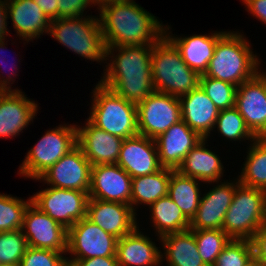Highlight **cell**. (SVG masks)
Returning a JSON list of instances; mask_svg holds the SVG:
<instances>
[{
  "instance_id": "1",
  "label": "cell",
  "mask_w": 266,
  "mask_h": 266,
  "mask_svg": "<svg viewBox=\"0 0 266 266\" xmlns=\"http://www.w3.org/2000/svg\"><path fill=\"white\" fill-rule=\"evenodd\" d=\"M153 45L106 47L100 83L127 101L138 104L155 92L151 75Z\"/></svg>"
},
{
  "instance_id": "2",
  "label": "cell",
  "mask_w": 266,
  "mask_h": 266,
  "mask_svg": "<svg viewBox=\"0 0 266 266\" xmlns=\"http://www.w3.org/2000/svg\"><path fill=\"white\" fill-rule=\"evenodd\" d=\"M98 10L106 47L153 45L164 35L165 24L135 0L108 3Z\"/></svg>"
},
{
  "instance_id": "3",
  "label": "cell",
  "mask_w": 266,
  "mask_h": 266,
  "mask_svg": "<svg viewBox=\"0 0 266 266\" xmlns=\"http://www.w3.org/2000/svg\"><path fill=\"white\" fill-rule=\"evenodd\" d=\"M249 42L241 31H226L218 39L214 55L203 75L237 87L251 79L257 73L262 59L254 53Z\"/></svg>"
},
{
  "instance_id": "4",
  "label": "cell",
  "mask_w": 266,
  "mask_h": 266,
  "mask_svg": "<svg viewBox=\"0 0 266 266\" xmlns=\"http://www.w3.org/2000/svg\"><path fill=\"white\" fill-rule=\"evenodd\" d=\"M151 75L156 92L178 98L194 90L200 78L183 61L179 50L165 35L153 44Z\"/></svg>"
},
{
  "instance_id": "5",
  "label": "cell",
  "mask_w": 266,
  "mask_h": 266,
  "mask_svg": "<svg viewBox=\"0 0 266 266\" xmlns=\"http://www.w3.org/2000/svg\"><path fill=\"white\" fill-rule=\"evenodd\" d=\"M48 34L76 55L99 65L106 63V45L98 15L51 20Z\"/></svg>"
},
{
  "instance_id": "6",
  "label": "cell",
  "mask_w": 266,
  "mask_h": 266,
  "mask_svg": "<svg viewBox=\"0 0 266 266\" xmlns=\"http://www.w3.org/2000/svg\"><path fill=\"white\" fill-rule=\"evenodd\" d=\"M91 93L88 120L96 127L122 139L139 134L137 104L115 94L99 81Z\"/></svg>"
},
{
  "instance_id": "7",
  "label": "cell",
  "mask_w": 266,
  "mask_h": 266,
  "mask_svg": "<svg viewBox=\"0 0 266 266\" xmlns=\"http://www.w3.org/2000/svg\"><path fill=\"white\" fill-rule=\"evenodd\" d=\"M266 223V191L239 183L225 214L222 230L235 240H252Z\"/></svg>"
},
{
  "instance_id": "8",
  "label": "cell",
  "mask_w": 266,
  "mask_h": 266,
  "mask_svg": "<svg viewBox=\"0 0 266 266\" xmlns=\"http://www.w3.org/2000/svg\"><path fill=\"white\" fill-rule=\"evenodd\" d=\"M77 145L76 124L64 123L48 129L28 150L18 175L33 180L38 179L52 165Z\"/></svg>"
},
{
  "instance_id": "9",
  "label": "cell",
  "mask_w": 266,
  "mask_h": 266,
  "mask_svg": "<svg viewBox=\"0 0 266 266\" xmlns=\"http://www.w3.org/2000/svg\"><path fill=\"white\" fill-rule=\"evenodd\" d=\"M31 197L36 207L67 230L87 217L89 192L47 186Z\"/></svg>"
},
{
  "instance_id": "10",
  "label": "cell",
  "mask_w": 266,
  "mask_h": 266,
  "mask_svg": "<svg viewBox=\"0 0 266 266\" xmlns=\"http://www.w3.org/2000/svg\"><path fill=\"white\" fill-rule=\"evenodd\" d=\"M118 238L102 230L87 217L67 230V260L116 257Z\"/></svg>"
},
{
  "instance_id": "11",
  "label": "cell",
  "mask_w": 266,
  "mask_h": 266,
  "mask_svg": "<svg viewBox=\"0 0 266 266\" xmlns=\"http://www.w3.org/2000/svg\"><path fill=\"white\" fill-rule=\"evenodd\" d=\"M180 120V101L173 95L155 91L137 104L138 132L150 139L154 140Z\"/></svg>"
},
{
  "instance_id": "12",
  "label": "cell",
  "mask_w": 266,
  "mask_h": 266,
  "mask_svg": "<svg viewBox=\"0 0 266 266\" xmlns=\"http://www.w3.org/2000/svg\"><path fill=\"white\" fill-rule=\"evenodd\" d=\"M92 165L76 145L35 181L51 187L89 192Z\"/></svg>"
},
{
  "instance_id": "13",
  "label": "cell",
  "mask_w": 266,
  "mask_h": 266,
  "mask_svg": "<svg viewBox=\"0 0 266 266\" xmlns=\"http://www.w3.org/2000/svg\"><path fill=\"white\" fill-rule=\"evenodd\" d=\"M21 229L29 247L56 252L67 251V229L32 202L25 210Z\"/></svg>"
},
{
  "instance_id": "14",
  "label": "cell",
  "mask_w": 266,
  "mask_h": 266,
  "mask_svg": "<svg viewBox=\"0 0 266 266\" xmlns=\"http://www.w3.org/2000/svg\"><path fill=\"white\" fill-rule=\"evenodd\" d=\"M215 184L202 194L199 207L190 221L191 230L222 229L225 214L230 207L239 180L235 178Z\"/></svg>"
},
{
  "instance_id": "15",
  "label": "cell",
  "mask_w": 266,
  "mask_h": 266,
  "mask_svg": "<svg viewBox=\"0 0 266 266\" xmlns=\"http://www.w3.org/2000/svg\"><path fill=\"white\" fill-rule=\"evenodd\" d=\"M38 107L22 90L0 91V138L18 137L33 123Z\"/></svg>"
},
{
  "instance_id": "16",
  "label": "cell",
  "mask_w": 266,
  "mask_h": 266,
  "mask_svg": "<svg viewBox=\"0 0 266 266\" xmlns=\"http://www.w3.org/2000/svg\"><path fill=\"white\" fill-rule=\"evenodd\" d=\"M235 107L257 138L266 137V85L258 73L237 87Z\"/></svg>"
},
{
  "instance_id": "17",
  "label": "cell",
  "mask_w": 266,
  "mask_h": 266,
  "mask_svg": "<svg viewBox=\"0 0 266 266\" xmlns=\"http://www.w3.org/2000/svg\"><path fill=\"white\" fill-rule=\"evenodd\" d=\"M131 176L117 163L91 168L89 198L131 205Z\"/></svg>"
},
{
  "instance_id": "18",
  "label": "cell",
  "mask_w": 266,
  "mask_h": 266,
  "mask_svg": "<svg viewBox=\"0 0 266 266\" xmlns=\"http://www.w3.org/2000/svg\"><path fill=\"white\" fill-rule=\"evenodd\" d=\"M87 218L102 230L120 239L140 224L131 205L89 198Z\"/></svg>"
},
{
  "instance_id": "19",
  "label": "cell",
  "mask_w": 266,
  "mask_h": 266,
  "mask_svg": "<svg viewBox=\"0 0 266 266\" xmlns=\"http://www.w3.org/2000/svg\"><path fill=\"white\" fill-rule=\"evenodd\" d=\"M117 164L131 178L149 175L162 168L155 140L141 134L123 140Z\"/></svg>"
},
{
  "instance_id": "20",
  "label": "cell",
  "mask_w": 266,
  "mask_h": 266,
  "mask_svg": "<svg viewBox=\"0 0 266 266\" xmlns=\"http://www.w3.org/2000/svg\"><path fill=\"white\" fill-rule=\"evenodd\" d=\"M85 125L77 128V145L92 166L100 164H116L123 140L112 135L85 119Z\"/></svg>"
},
{
  "instance_id": "21",
  "label": "cell",
  "mask_w": 266,
  "mask_h": 266,
  "mask_svg": "<svg viewBox=\"0 0 266 266\" xmlns=\"http://www.w3.org/2000/svg\"><path fill=\"white\" fill-rule=\"evenodd\" d=\"M169 29L172 28L169 25H165L164 35L179 50L183 61L199 75H203L207 71L210 60L214 55L218 39L226 31H212L208 35L194 34L185 37V35L178 36L175 33L173 34Z\"/></svg>"
},
{
  "instance_id": "22",
  "label": "cell",
  "mask_w": 266,
  "mask_h": 266,
  "mask_svg": "<svg viewBox=\"0 0 266 266\" xmlns=\"http://www.w3.org/2000/svg\"><path fill=\"white\" fill-rule=\"evenodd\" d=\"M202 139L183 120L173 124L165 133L154 139L161 166L177 170L189 151Z\"/></svg>"
},
{
  "instance_id": "23",
  "label": "cell",
  "mask_w": 266,
  "mask_h": 266,
  "mask_svg": "<svg viewBox=\"0 0 266 266\" xmlns=\"http://www.w3.org/2000/svg\"><path fill=\"white\" fill-rule=\"evenodd\" d=\"M7 7L8 19L24 45L48 35L51 20L34 0H7Z\"/></svg>"
},
{
  "instance_id": "24",
  "label": "cell",
  "mask_w": 266,
  "mask_h": 266,
  "mask_svg": "<svg viewBox=\"0 0 266 266\" xmlns=\"http://www.w3.org/2000/svg\"><path fill=\"white\" fill-rule=\"evenodd\" d=\"M179 101L182 120L202 138L210 139L219 110L201 86L179 97Z\"/></svg>"
},
{
  "instance_id": "25",
  "label": "cell",
  "mask_w": 266,
  "mask_h": 266,
  "mask_svg": "<svg viewBox=\"0 0 266 266\" xmlns=\"http://www.w3.org/2000/svg\"><path fill=\"white\" fill-rule=\"evenodd\" d=\"M145 235L139 226L117 242L116 258L118 266H161L160 246Z\"/></svg>"
},
{
  "instance_id": "26",
  "label": "cell",
  "mask_w": 266,
  "mask_h": 266,
  "mask_svg": "<svg viewBox=\"0 0 266 266\" xmlns=\"http://www.w3.org/2000/svg\"><path fill=\"white\" fill-rule=\"evenodd\" d=\"M208 139L203 138L184 158L177 170L186 176L202 181L204 184H214L224 177L225 167L220 156L208 147Z\"/></svg>"
},
{
  "instance_id": "27",
  "label": "cell",
  "mask_w": 266,
  "mask_h": 266,
  "mask_svg": "<svg viewBox=\"0 0 266 266\" xmlns=\"http://www.w3.org/2000/svg\"><path fill=\"white\" fill-rule=\"evenodd\" d=\"M160 239L162 264L166 260L167 266H206L191 229L170 233Z\"/></svg>"
},
{
  "instance_id": "28",
  "label": "cell",
  "mask_w": 266,
  "mask_h": 266,
  "mask_svg": "<svg viewBox=\"0 0 266 266\" xmlns=\"http://www.w3.org/2000/svg\"><path fill=\"white\" fill-rule=\"evenodd\" d=\"M148 208L151 217L149 222L159 243L164 235L190 229V221L168 195L159 198Z\"/></svg>"
},
{
  "instance_id": "29",
  "label": "cell",
  "mask_w": 266,
  "mask_h": 266,
  "mask_svg": "<svg viewBox=\"0 0 266 266\" xmlns=\"http://www.w3.org/2000/svg\"><path fill=\"white\" fill-rule=\"evenodd\" d=\"M172 169L161 168L159 171L132 178L131 207L137 214L139 205L150 206L159 198L168 195V186Z\"/></svg>"
},
{
  "instance_id": "30",
  "label": "cell",
  "mask_w": 266,
  "mask_h": 266,
  "mask_svg": "<svg viewBox=\"0 0 266 266\" xmlns=\"http://www.w3.org/2000/svg\"><path fill=\"white\" fill-rule=\"evenodd\" d=\"M202 181L173 170L168 186V196L181 209L184 216L191 221L199 207Z\"/></svg>"
},
{
  "instance_id": "31",
  "label": "cell",
  "mask_w": 266,
  "mask_h": 266,
  "mask_svg": "<svg viewBox=\"0 0 266 266\" xmlns=\"http://www.w3.org/2000/svg\"><path fill=\"white\" fill-rule=\"evenodd\" d=\"M248 146L237 178L242 185L266 191V137L256 138Z\"/></svg>"
},
{
  "instance_id": "32",
  "label": "cell",
  "mask_w": 266,
  "mask_h": 266,
  "mask_svg": "<svg viewBox=\"0 0 266 266\" xmlns=\"http://www.w3.org/2000/svg\"><path fill=\"white\" fill-rule=\"evenodd\" d=\"M217 128L218 135L229 141L252 143L257 137L247 127L244 118L234 106L232 108L220 110L214 130Z\"/></svg>"
},
{
  "instance_id": "33",
  "label": "cell",
  "mask_w": 266,
  "mask_h": 266,
  "mask_svg": "<svg viewBox=\"0 0 266 266\" xmlns=\"http://www.w3.org/2000/svg\"><path fill=\"white\" fill-rule=\"evenodd\" d=\"M31 202L30 196L26 200L7 193H0V232L21 229L25 210Z\"/></svg>"
},
{
  "instance_id": "34",
  "label": "cell",
  "mask_w": 266,
  "mask_h": 266,
  "mask_svg": "<svg viewBox=\"0 0 266 266\" xmlns=\"http://www.w3.org/2000/svg\"><path fill=\"white\" fill-rule=\"evenodd\" d=\"M198 252L206 266H213L231 238L222 229L192 230Z\"/></svg>"
},
{
  "instance_id": "35",
  "label": "cell",
  "mask_w": 266,
  "mask_h": 266,
  "mask_svg": "<svg viewBox=\"0 0 266 266\" xmlns=\"http://www.w3.org/2000/svg\"><path fill=\"white\" fill-rule=\"evenodd\" d=\"M28 247L22 229L0 232V264L19 266Z\"/></svg>"
},
{
  "instance_id": "36",
  "label": "cell",
  "mask_w": 266,
  "mask_h": 266,
  "mask_svg": "<svg viewBox=\"0 0 266 266\" xmlns=\"http://www.w3.org/2000/svg\"><path fill=\"white\" fill-rule=\"evenodd\" d=\"M199 85L219 111L235 106L237 86L204 75H200Z\"/></svg>"
},
{
  "instance_id": "37",
  "label": "cell",
  "mask_w": 266,
  "mask_h": 266,
  "mask_svg": "<svg viewBox=\"0 0 266 266\" xmlns=\"http://www.w3.org/2000/svg\"><path fill=\"white\" fill-rule=\"evenodd\" d=\"M252 255L253 245L250 240L231 239L213 266H244Z\"/></svg>"
},
{
  "instance_id": "38",
  "label": "cell",
  "mask_w": 266,
  "mask_h": 266,
  "mask_svg": "<svg viewBox=\"0 0 266 266\" xmlns=\"http://www.w3.org/2000/svg\"><path fill=\"white\" fill-rule=\"evenodd\" d=\"M66 264H68L66 252L28 247L19 266H65Z\"/></svg>"
},
{
  "instance_id": "39",
  "label": "cell",
  "mask_w": 266,
  "mask_h": 266,
  "mask_svg": "<svg viewBox=\"0 0 266 266\" xmlns=\"http://www.w3.org/2000/svg\"><path fill=\"white\" fill-rule=\"evenodd\" d=\"M93 5L92 0H58L57 18L86 16L87 8L89 9V7H93Z\"/></svg>"
},
{
  "instance_id": "40",
  "label": "cell",
  "mask_w": 266,
  "mask_h": 266,
  "mask_svg": "<svg viewBox=\"0 0 266 266\" xmlns=\"http://www.w3.org/2000/svg\"><path fill=\"white\" fill-rule=\"evenodd\" d=\"M7 39H3V40H0V59H1V61H0V68H3L4 70H6L5 68H7L6 66L8 65L7 64V62H6V55L4 56L2 53H5L4 51H7V50H5L6 49V45H7V43H8V41H6ZM6 42V43H5ZM4 58V59H3ZM16 60V59H15ZM2 61L3 62H6V64L5 63H2ZM16 62V61H15ZM3 65V67H1L2 65ZM15 63H13V65H14ZM11 66L12 67V69L10 70V74H9V72L7 73L6 71V73L8 74V75H6V77H5V75L3 76V74H0V91H11V90H21V89H18V88H15V89H12V84H14V82H15V79L17 78L16 76H18V71L17 70H19L17 67L15 68V66L16 65H14V66ZM10 67V68H11ZM3 69H1V70H3ZM14 69H16V71L14 70ZM12 70H14V71H12ZM5 73V74H6ZM17 73V74H16ZM15 78V79H14Z\"/></svg>"
},
{
  "instance_id": "41",
  "label": "cell",
  "mask_w": 266,
  "mask_h": 266,
  "mask_svg": "<svg viewBox=\"0 0 266 266\" xmlns=\"http://www.w3.org/2000/svg\"><path fill=\"white\" fill-rule=\"evenodd\" d=\"M251 242L253 254L262 262H266V223L256 232Z\"/></svg>"
},
{
  "instance_id": "42",
  "label": "cell",
  "mask_w": 266,
  "mask_h": 266,
  "mask_svg": "<svg viewBox=\"0 0 266 266\" xmlns=\"http://www.w3.org/2000/svg\"><path fill=\"white\" fill-rule=\"evenodd\" d=\"M243 5H245V10L252 17L261 21L264 25L266 24V0H241Z\"/></svg>"
},
{
  "instance_id": "43",
  "label": "cell",
  "mask_w": 266,
  "mask_h": 266,
  "mask_svg": "<svg viewBox=\"0 0 266 266\" xmlns=\"http://www.w3.org/2000/svg\"><path fill=\"white\" fill-rule=\"evenodd\" d=\"M70 266H118L116 257H94L82 260H67Z\"/></svg>"
},
{
  "instance_id": "44",
  "label": "cell",
  "mask_w": 266,
  "mask_h": 266,
  "mask_svg": "<svg viewBox=\"0 0 266 266\" xmlns=\"http://www.w3.org/2000/svg\"><path fill=\"white\" fill-rule=\"evenodd\" d=\"M7 0H0V40L10 37ZM8 23V24H7Z\"/></svg>"
},
{
  "instance_id": "45",
  "label": "cell",
  "mask_w": 266,
  "mask_h": 266,
  "mask_svg": "<svg viewBox=\"0 0 266 266\" xmlns=\"http://www.w3.org/2000/svg\"><path fill=\"white\" fill-rule=\"evenodd\" d=\"M45 15L50 19H57L58 0H34Z\"/></svg>"
},
{
  "instance_id": "46",
  "label": "cell",
  "mask_w": 266,
  "mask_h": 266,
  "mask_svg": "<svg viewBox=\"0 0 266 266\" xmlns=\"http://www.w3.org/2000/svg\"><path fill=\"white\" fill-rule=\"evenodd\" d=\"M244 266H263L262 261L259 260L254 254L249 258Z\"/></svg>"
},
{
  "instance_id": "47",
  "label": "cell",
  "mask_w": 266,
  "mask_h": 266,
  "mask_svg": "<svg viewBox=\"0 0 266 266\" xmlns=\"http://www.w3.org/2000/svg\"><path fill=\"white\" fill-rule=\"evenodd\" d=\"M116 1H122V0H92V3L94 4V7L97 6L96 8L100 9L103 5Z\"/></svg>"
},
{
  "instance_id": "48",
  "label": "cell",
  "mask_w": 266,
  "mask_h": 266,
  "mask_svg": "<svg viewBox=\"0 0 266 266\" xmlns=\"http://www.w3.org/2000/svg\"><path fill=\"white\" fill-rule=\"evenodd\" d=\"M260 65H262L261 61H260L259 66H258L257 73L264 79L265 85H266V70H264V69L262 70V67Z\"/></svg>"
}]
</instances>
